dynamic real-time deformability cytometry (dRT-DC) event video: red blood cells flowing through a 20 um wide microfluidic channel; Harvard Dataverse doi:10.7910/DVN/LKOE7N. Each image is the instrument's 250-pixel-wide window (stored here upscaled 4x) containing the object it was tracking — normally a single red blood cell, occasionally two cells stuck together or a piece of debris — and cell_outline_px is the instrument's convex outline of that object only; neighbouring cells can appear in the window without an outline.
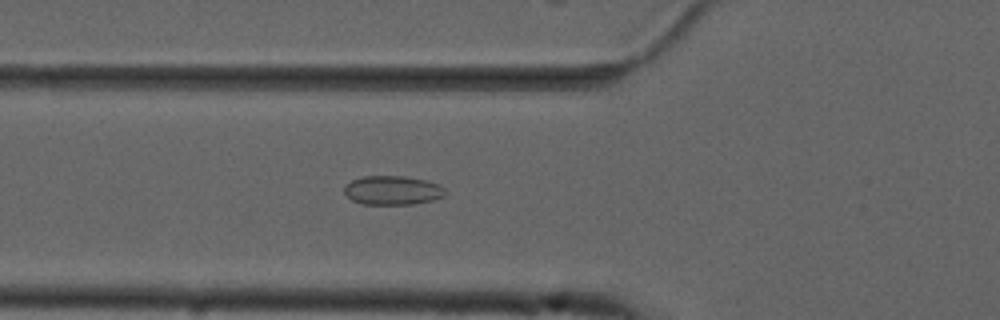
{"species": "common noctule bat (a hibernating species)", "species_latin": "Nyctalus noctula", "temperature_condition": "cold", "stored_images_in_passage": 53, "camera_frame_rate_fps": 3000, "um_per_image_px": 0.085, "animal": {"sex": "male", "forearm_length_mm": 52.5}, "frame": {"image": 1, "passage_image": 18, "time_ms": 5.667, "image_size_px": [1000, 320], "cell_outline_px": [[444, 196], [432, 200], [412, 204], [364, 204], [352, 200], [344, 192], [344, 188], [352, 180], [364, 176], [404, 176], [424, 180], [440, 184], [444, 188]], "centroid_in_image_um": [33.37, 16.17], "position_along_channel_um": 92.4, "area_um2": 16.88}}
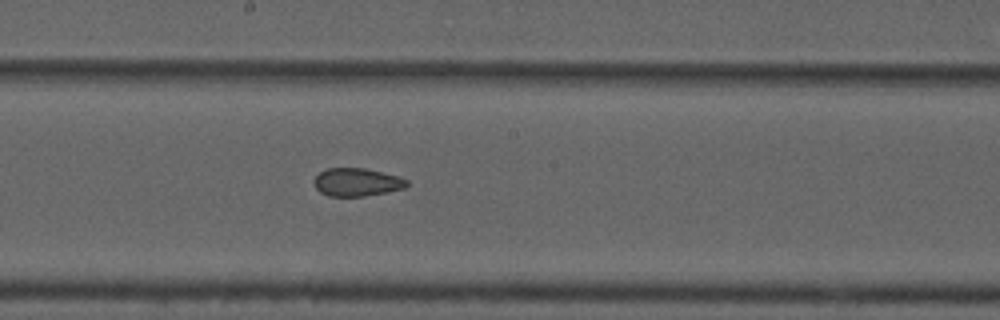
{"frame": {"image": 2, "passage_image": 28, "time_ms": 9.0, "image_size_px": [1000, 320], "cell_outline_px": [[408, 184], [404, 188], [364, 196], [328, 196], [320, 192], [316, 188], [316, 176], [320, 172], [328, 168], [364, 168], [396, 176], [408, 180]], "centroid_in_image_um": [30.32, 15.48], "position_along_channel_um": 217.9, "area_um2": 14.8}}
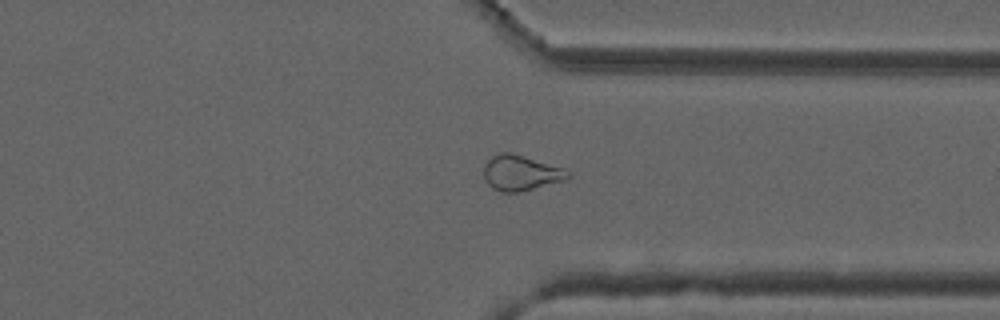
{"frame": {"image": 3, "passage_image": 40, "time_ms": 13.0, "image_size_px": [1000, 320], "cell_outline_px": [[572, 176], [568, 180], [520, 192], [500, 192], [492, 188], [488, 184], [484, 176], [484, 164], [492, 156], [500, 152], [512, 152], [564, 168]], "centroid_in_image_um": [44.29, 14.7], "position_along_channel_um": 367.1, "area_um2": 17.57}, "authors_computed_cell_mechanics": {"area_um2": 18.207, "velocity_mm_per_s": 3.7457, "shape_relaxation_time_tau1_ms": null, "shape_relaxation_time_tau2_ms": 2.2458, "deformation_change_tau1": null, "deformation_change_tau2": 0.0667}}